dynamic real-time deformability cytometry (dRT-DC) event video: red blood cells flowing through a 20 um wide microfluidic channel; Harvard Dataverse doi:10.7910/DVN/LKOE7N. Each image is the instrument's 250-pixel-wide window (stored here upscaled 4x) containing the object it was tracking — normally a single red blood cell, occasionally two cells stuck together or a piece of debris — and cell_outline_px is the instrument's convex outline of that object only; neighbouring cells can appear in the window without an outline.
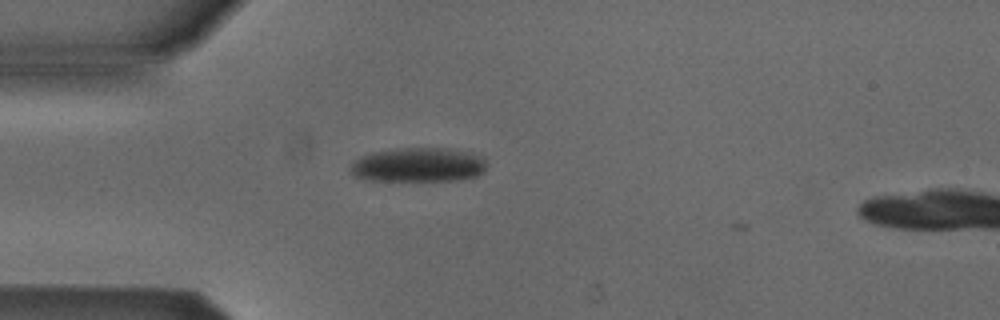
{"species": "Egyptian fruit bat (a non-hibernating species)", "species_latin": "Rousettus aegyptiacus", "temperature_condition": "cold", "stored_images_in_passage": 36, "camera_frame_rate_fps": 3000, "um_per_image_px": 0.085, "animal": {"sex": "male"}, "frame": {"image": 1, "passage_image": 3, "time_ms": 0.667, "image_size_px": [1000, 320], "cell_outline_px": [[484, 172], [476, 176], [452, 180], [372, 180], [352, 176], [348, 172], [352, 164], [360, 156], [372, 152], [396, 148], [448, 148], [472, 152], [480, 156], [484, 160]], "centroid_in_image_um": [35.52, 14.0], "position_along_channel_um": 49.5, "area_um2": 27.17}}
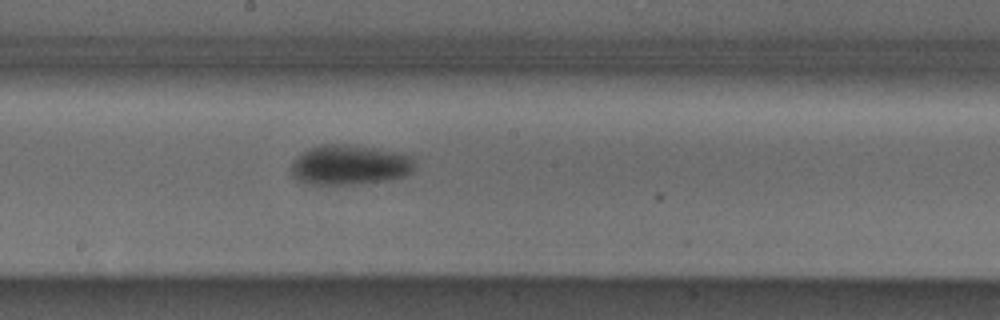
{"frame": {"image": 2, "passage_image": 17, "time_ms": 5.333, "image_size_px": [1000, 320], "cell_outline_px": [[412, 168], [404, 176], [388, 180], [352, 184], [308, 184], [296, 180], [292, 176], [292, 160], [304, 152], [320, 144], [352, 144], [412, 156]], "centroid_in_image_um": [29.65, 14.02], "position_along_channel_um": 218.6, "area_um2": 28.32}}
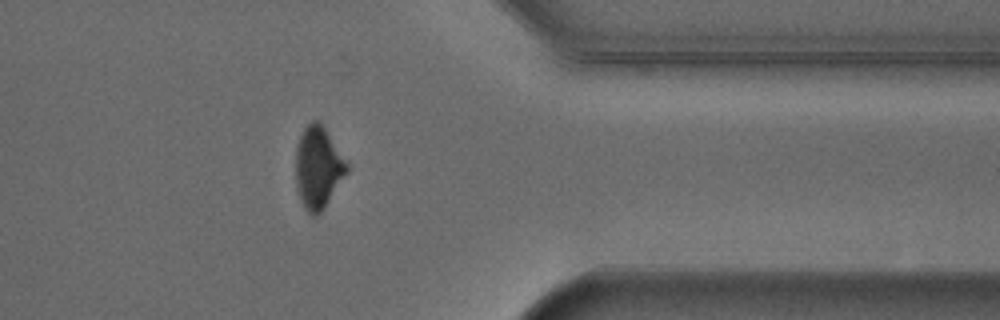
{"frame": {"image": 3, "passage_image": 31, "time_ms": 10.0, "image_size_px": [1000, 320], "cell_outline_px": [[348, 172], [324, 208], [316, 216], [312, 216], [304, 208], [300, 200], [296, 188], [296, 144], [304, 128], [312, 120], [320, 120], [348, 164]], "centroid_in_image_um": [27.03, 14.24], "position_along_channel_um": 384.4, "area_um2": 24.51}, "authors_computed_cell_mechanics": {"area_um2": 27.7151, "velocity_mm_per_s": 3.8752, "shape_relaxation_time_tau1_ms": 3.1657, "shape_relaxation_time_tau2_ms": null, "deformation_change_tau1": 0.1095, "deformation_change_tau2": null}}